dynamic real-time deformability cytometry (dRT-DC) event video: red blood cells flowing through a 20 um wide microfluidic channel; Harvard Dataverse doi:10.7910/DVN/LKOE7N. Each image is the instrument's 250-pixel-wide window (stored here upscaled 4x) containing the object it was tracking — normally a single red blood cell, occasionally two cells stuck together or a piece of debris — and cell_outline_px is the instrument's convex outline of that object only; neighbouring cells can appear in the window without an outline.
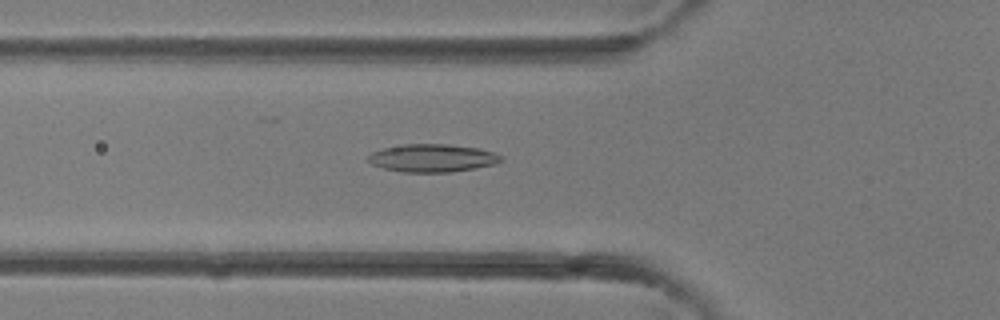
{"species": "common noctule bat (a hibernating species)", "species_latin": "Nyctalus noctula", "temperature_condition": "room temperature", "stored_images_in_passage": 37, "camera_frame_rate_fps": 3000, "um_per_image_px": 0.085, "animal": {"sex": "female"}, "frame": {"image": 1, "passage_image": 12, "time_ms": 3.667, "image_size_px": [1000, 320], "cell_outline_px": [[504, 160], [496, 164], [452, 172], [400, 172], [384, 168], [372, 164], [368, 160], [368, 156], [372, 152], [384, 148], [404, 144], [448, 144], [476, 148], [492, 152], [504, 156]], "centroid_in_image_um": [36.78, 13.44], "position_along_channel_um": 89.0, "area_um2": 21.56}}
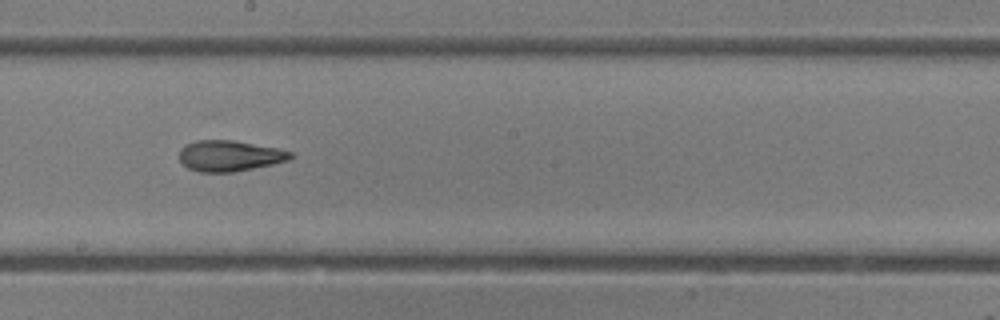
{"frame": {"image": 2, "passage_image": 20, "time_ms": 6.333, "image_size_px": [1000, 320], "cell_outline_px": [[292, 156], [288, 160], [272, 164], [232, 172], [200, 172], [188, 168], [180, 160], [180, 148], [184, 144], [196, 140], [232, 140], [276, 148], [292, 152]], "centroid_in_image_um": [19.47, 13.24], "position_along_channel_um": 228.7, "area_um2": 19.77}}
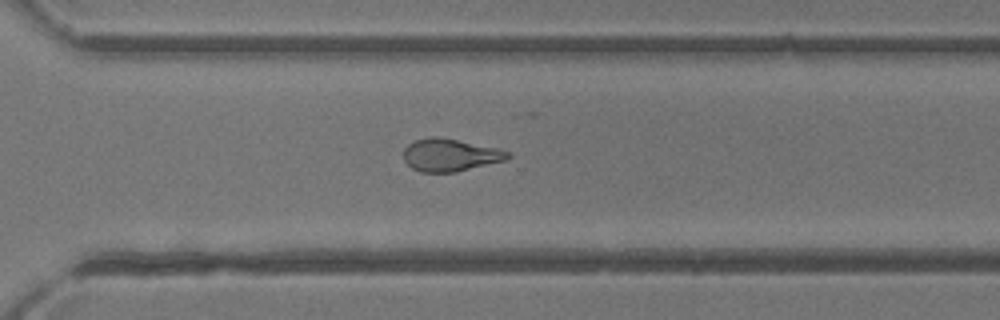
{"frame": {"image": 3, "passage_image": 26, "time_ms": 8.333, "image_size_px": [1000, 320], "cell_outline_px": [[512, 156], [508, 160], [456, 172], [420, 172], [412, 168], [404, 160], [404, 148], [408, 144], [416, 140], [428, 136], [440, 136], [500, 148], [512, 152]], "centroid_in_image_um": [38.32, 13.16], "position_along_channel_um": 332.3, "area_um2": 20.23}}